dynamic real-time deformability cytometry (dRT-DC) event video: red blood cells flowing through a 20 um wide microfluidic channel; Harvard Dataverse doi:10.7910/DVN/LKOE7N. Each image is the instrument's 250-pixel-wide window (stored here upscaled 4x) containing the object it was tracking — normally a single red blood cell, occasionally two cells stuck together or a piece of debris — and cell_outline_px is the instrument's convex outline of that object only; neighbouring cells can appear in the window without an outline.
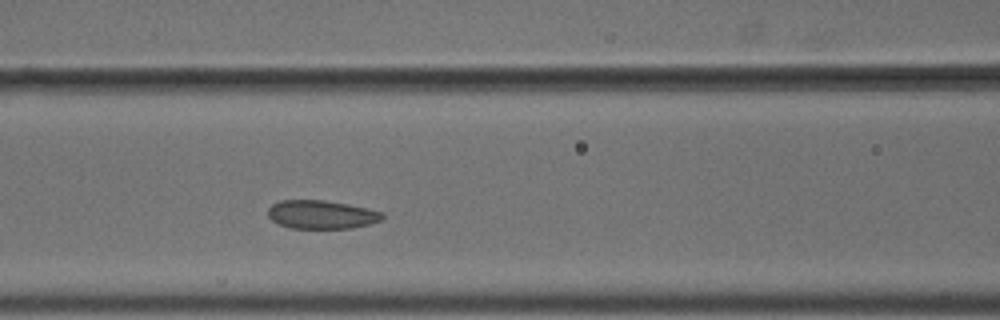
{"species": "common noctule bat (a hibernating species)", "species_latin": "Nyctalus noctula", "temperature_condition": "cold", "stored_images_in_passage": 5, "camera_frame_rate_fps": 3000, "um_per_image_px": 0.085, "animal": {"sex": "male", "body_mass_g": 18.8}, "frame": {"image": 1, "passage_image": 5, "time_ms": 1.333, "image_size_px": [1000, 320], "cell_outline_px": [[384, 216], [380, 220], [368, 224], [352, 228], [292, 228], [280, 224], [272, 220], [268, 216], [268, 208], [272, 204], [280, 200], [324, 200], [348, 204], [368, 208], [384, 212]], "centroid_in_image_um": [27.33, 18.22], "position_along_channel_um": 139.3, "area_um2": 18.96}}